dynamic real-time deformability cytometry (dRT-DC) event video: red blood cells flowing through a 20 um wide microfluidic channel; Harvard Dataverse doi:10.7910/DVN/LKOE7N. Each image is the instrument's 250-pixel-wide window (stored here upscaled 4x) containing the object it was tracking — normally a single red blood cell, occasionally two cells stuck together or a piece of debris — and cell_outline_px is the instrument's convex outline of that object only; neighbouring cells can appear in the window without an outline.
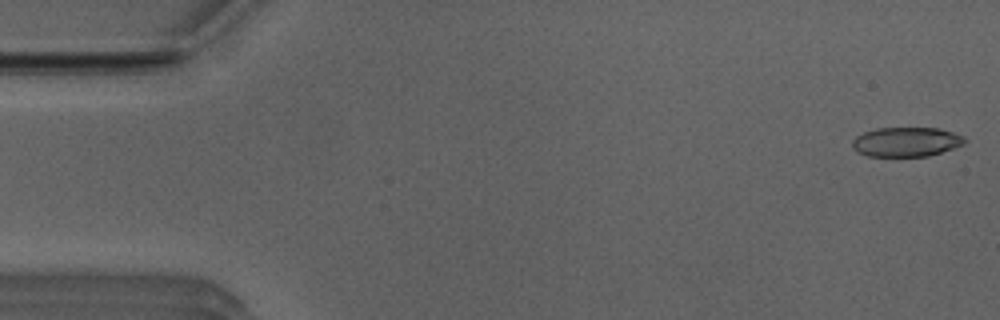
{"species": "Egyptian fruit bat (a non-hibernating species)", "species_latin": "Rousettus aegyptiacus", "temperature_condition": "room temperature", "stored_images_in_passage": 51, "camera_frame_rate_fps": 3000, "um_per_image_px": 0.085, "animal": {"sex": "male"}, "frame": {"image": 1, "passage_image": 1, "time_ms": 0.0, "image_size_px": [1000, 320], "cell_outline_px": [[964, 144], [928, 156], [868, 156], [856, 152], [852, 148], [852, 140], [856, 136], [864, 132], [876, 128], [940, 128], [964, 136]], "centroid_in_image_um": [76.98, 12.06], "position_along_channel_um": 8.0, "area_um2": 19.25}}
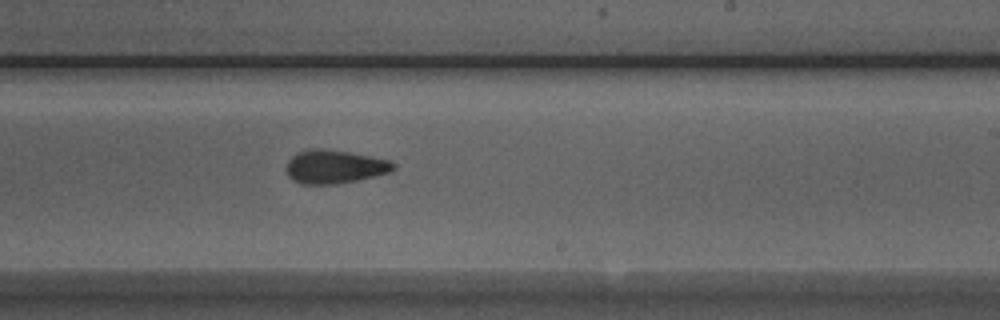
{"frame": {"image": 2, "passage_image": 30, "time_ms": 9.667, "image_size_px": [1000, 320], "cell_outline_px": [[396, 168], [392, 172], [356, 180], [336, 184], [300, 184], [292, 180], [288, 176], [288, 160], [292, 156], [300, 152], [312, 148], [320, 148], [348, 152], [388, 160], [396, 164]], "centroid_in_image_um": [28.45, 14.18], "position_along_channel_um": 260.5, "area_um2": 20.69}}
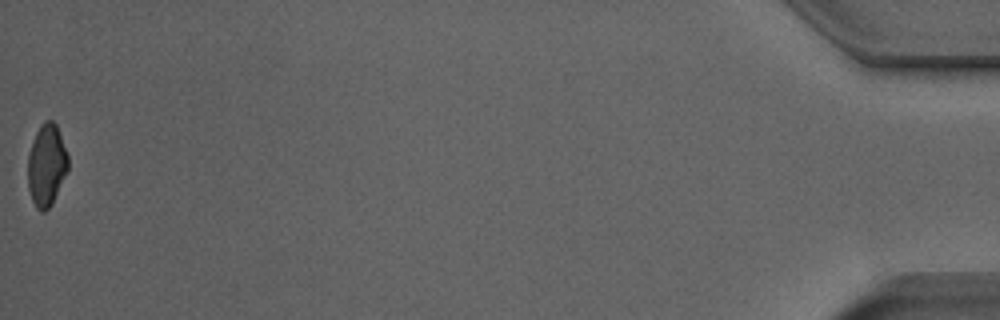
{"frame": {"image": 3, "passage_image": 51, "time_ms": 16.667, "image_size_px": [1000, 320], "cell_outline_px": [[68, 168], [52, 204], [44, 212], [40, 212], [36, 208], [32, 200], [28, 188], [28, 156], [32, 140], [40, 124], [44, 120], [52, 120], [56, 124], [68, 156]], "centroid_in_image_um": [3.94, 14.03], "position_along_channel_um": 431.3, "area_um2": 19.19}, "authors_computed_cell_mechanics": {"area_um2": 20.519, "velocity_mm_per_s": 3.9712, "shape_relaxation_time_tau1_ms": 9.0441, "shape_relaxation_time_tau2_ms": 2.7484, "deformation_change_tau1": 0.1621, "deformation_change_tau2": 0.1031}}